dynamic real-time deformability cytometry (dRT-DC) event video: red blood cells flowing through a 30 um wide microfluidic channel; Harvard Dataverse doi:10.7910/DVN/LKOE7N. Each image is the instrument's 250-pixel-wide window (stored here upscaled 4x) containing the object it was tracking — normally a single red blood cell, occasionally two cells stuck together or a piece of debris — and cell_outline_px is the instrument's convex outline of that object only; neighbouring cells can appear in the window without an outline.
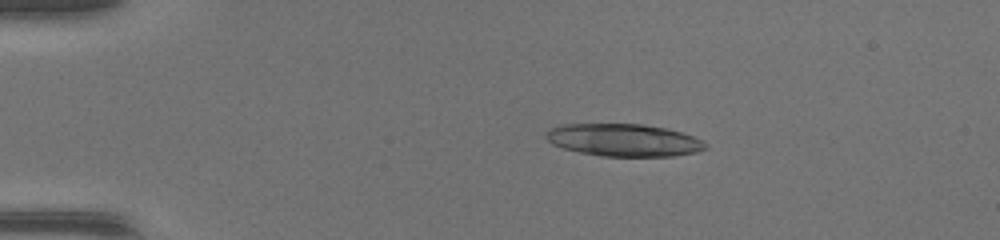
{"species": "common noctule bat (a hibernating species)", "species_latin": "Nyctalus noctula", "temperature_condition": "warm", "stored_images_in_passage": 48, "camera_frame_rate_fps": 3000, "um_per_image_px": 0.085, "animal": {"sex": "female", "body_mass_g": 17.0, "forearm_length_mm": 48.0}, "frame": {"image": 1, "passage_image": 10, "time_ms": 3.0, "image_size_px": [1000, 240], "cell_outline_px": [[708, 148], [696, 152], [676, 156], [600, 156], [580, 152], [564, 148], [552, 144], [548, 140], [548, 128], [560, 124], [644, 124], [668, 128], [704, 140], [708, 144]], "centroid_in_image_um": [53.07, 11.9], "position_along_channel_um": 31.9, "area_um2": 30.29}}